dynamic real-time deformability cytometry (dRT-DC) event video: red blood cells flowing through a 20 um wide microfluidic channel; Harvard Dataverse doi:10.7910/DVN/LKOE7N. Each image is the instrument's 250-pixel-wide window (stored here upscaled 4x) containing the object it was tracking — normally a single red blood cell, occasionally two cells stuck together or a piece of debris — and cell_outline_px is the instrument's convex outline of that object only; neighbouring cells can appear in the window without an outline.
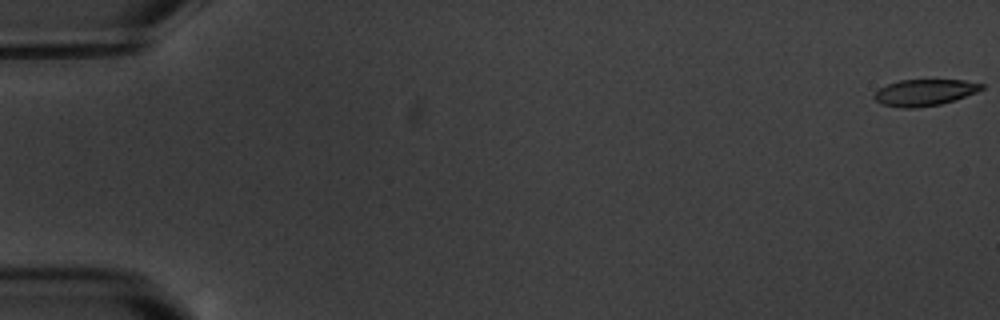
{"species": "common noctule bat (a hibernating species)", "species_latin": "Nyctalus noctula", "temperature_condition": "warm", "stored_images_in_passage": 7, "camera_frame_rate_fps": 3000, "um_per_image_px": 0.085, "animal": {"sex": "male", "body_mass_g": 20.1, "forearm_length_mm": 53.5}, "frame": {"image": 1, "passage_image": 1, "time_ms": 0.0, "image_size_px": [1000, 320], "cell_outline_px": [[984, 88], [976, 92], [956, 100], [940, 104], [916, 108], [900, 108], [880, 104], [872, 96], [880, 88], [888, 84], [900, 80], [964, 80], [984, 84]], "centroid_in_image_um": [78.58, 7.87], "position_along_channel_um": 6.4, "area_um2": 16.59}}
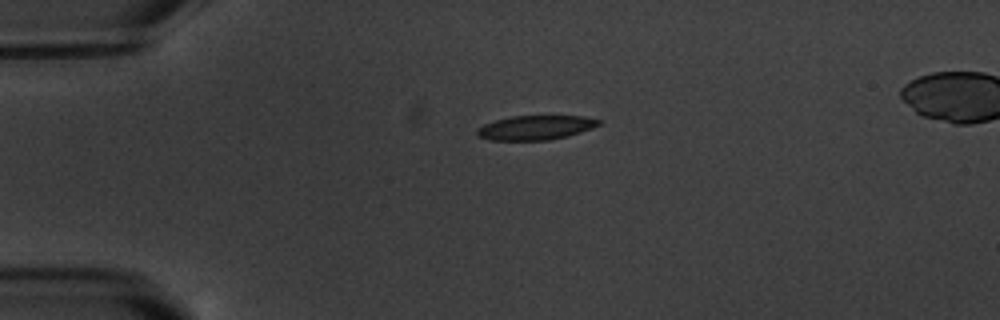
{"frame": {"image": 2, "passage_image": 5, "time_ms": 4.667, "image_size_px": [1000, 320], "cell_outline_px": [[600, 124], [592, 128], [568, 136], [548, 140], [488, 140], [476, 136], [476, 128], [484, 124], [496, 120], [512, 116], [584, 116], [600, 120]], "centroid_in_image_um": [45.48, 10.85], "position_along_channel_um": 39.5, "area_um2": 17.28}}